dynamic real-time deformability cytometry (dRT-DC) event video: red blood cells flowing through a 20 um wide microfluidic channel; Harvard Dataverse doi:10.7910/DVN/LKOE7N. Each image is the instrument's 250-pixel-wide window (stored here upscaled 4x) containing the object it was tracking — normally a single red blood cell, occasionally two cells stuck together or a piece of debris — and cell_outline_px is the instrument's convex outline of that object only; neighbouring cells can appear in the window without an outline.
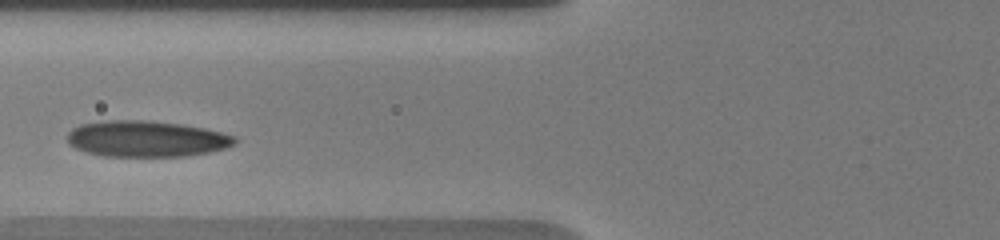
{"species": "human", "species_latin": "Homo sapiens", "temperature_condition": "warm", "stored_images_in_passage": 31, "camera_frame_rate_fps": 3000, "um_per_image_px": 0.085, "donor": {"sex": "male"}, "frame": {"image": 1, "passage_image": 3, "time_ms": 1.333, "image_size_px": [1000, 240], "cell_outline_px": [[236, 144], [228, 148], [208, 152], [184, 156], [104, 156], [88, 152], [76, 148], [68, 144], [68, 132], [72, 128], [80, 124], [108, 120], [144, 120], [184, 124], [224, 132], [236, 136]], "centroid_in_image_um": [12.48, 11.79], "position_along_channel_um": 113.3, "area_um2": 35.43}}
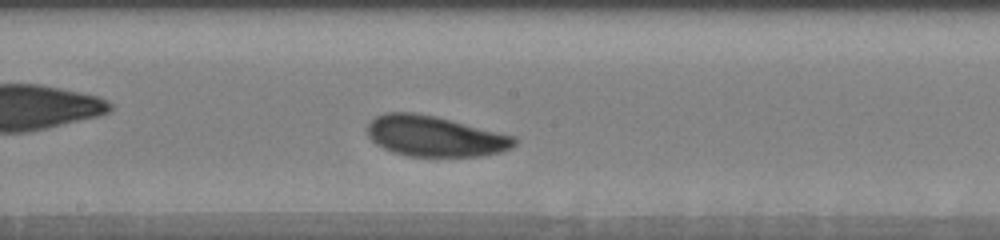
{"frame": {"image": 2, "passage_image": 11, "time_ms": 4.0, "image_size_px": [1000, 240], "cell_outline_px": [[516, 144], [512, 148], [500, 152], [484, 156], [408, 156], [392, 152], [376, 144], [368, 136], [368, 124], [376, 116], [384, 112], [412, 112], [436, 116], [516, 136]], "centroid_in_image_um": [36.98, 11.58], "position_along_channel_um": 211.2, "area_um2": 34.91}}
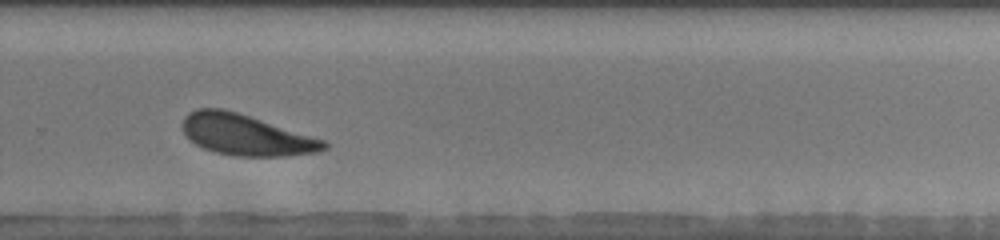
{"frame": {"image": 3, "passage_image": 19, "time_ms": 6.667, "image_size_px": [1000, 240], "cell_outline_px": [[328, 148], [320, 152], [288, 156], [232, 156], [216, 152], [204, 148], [196, 144], [184, 132], [180, 124], [184, 116], [188, 112], [196, 108], [224, 108], [324, 140], [328, 144]], "centroid_in_image_um": [20.88, 11.47], "position_along_channel_um": 308.9, "area_um2": 33.64}, "authors_computed_cell_mechanics": {"area_um2": 34.102, "velocity_mm_per_s": 3.6722, "shape_relaxation_time_tau1_ms": 1.7422, "shape_relaxation_time_tau2_ms": 7.4027, "deformation_change_tau1": 0.1087, "deformation_change_tau2": 0.1685}}